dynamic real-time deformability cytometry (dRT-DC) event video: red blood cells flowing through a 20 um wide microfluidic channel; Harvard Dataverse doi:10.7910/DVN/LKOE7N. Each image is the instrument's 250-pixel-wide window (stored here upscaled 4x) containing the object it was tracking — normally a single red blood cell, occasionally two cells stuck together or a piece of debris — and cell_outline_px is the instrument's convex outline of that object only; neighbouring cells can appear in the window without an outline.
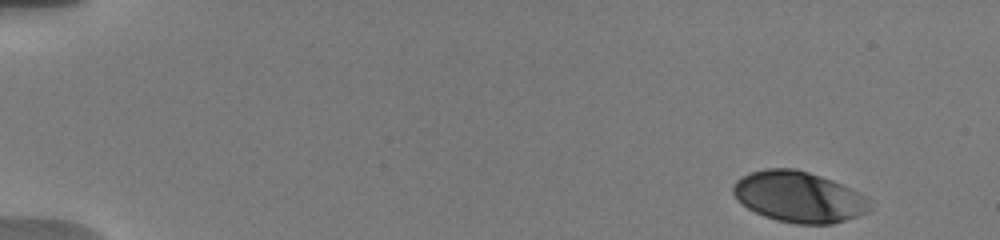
{"species": "human", "species_latin": "Homo sapiens", "temperature_condition": "warm", "stored_images_in_passage": 51, "camera_frame_rate_fps": 3000, "um_per_image_px": 0.085, "donor": {"sex": "male"}, "frame": {"image": 1, "passage_image": 1, "time_ms": 0.0, "image_size_px": [1000, 240], "cell_outline_px": [[872, 208], [868, 212], [832, 224], [796, 224], [776, 220], [764, 216], [748, 208], [732, 192], [732, 184], [736, 180], [752, 172], [764, 168], [796, 168], [832, 180], [860, 192], [872, 200]], "centroid_in_image_um": [67.94, 16.73], "position_along_channel_um": 17.1, "area_um2": 40.58}}
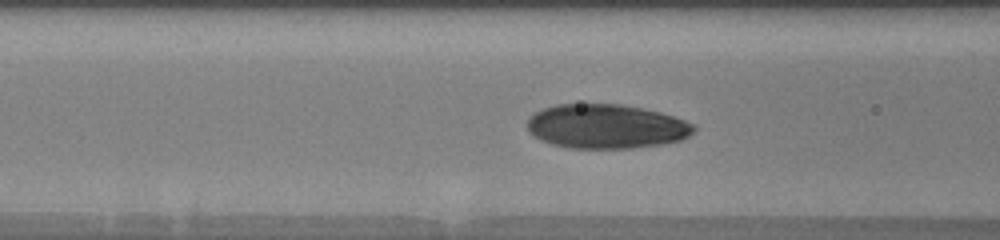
{"frame": {"image": 2, "passage_image": 20, "time_ms": 6.333, "image_size_px": [1000, 240], "cell_outline_px": [[696, 128], [688, 136], [680, 140], [664, 144], [632, 148], [568, 148], [552, 144], [540, 140], [532, 136], [528, 132], [528, 116], [544, 108], [556, 104], [620, 104], [644, 108], [660, 112], [696, 124]], "centroid_in_image_um": [51.52, 10.74], "position_along_channel_um": 115.1, "area_um2": 43.23}}
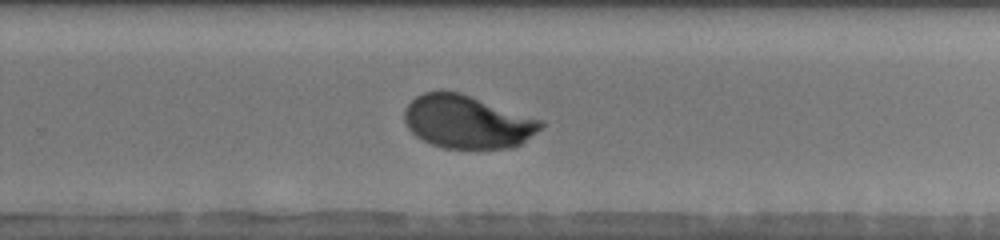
{"frame": {"image": 3, "passage_image": 34, "time_ms": 11.0, "image_size_px": [1000, 240], "cell_outline_px": [[544, 124], [540, 128], [520, 144], [504, 148], [444, 148], [432, 144], [416, 136], [408, 128], [404, 120], [404, 112], [408, 104], [416, 96], [424, 92], [460, 92], [544, 120]], "centroid_in_image_um": [39.71, 10.35], "position_along_channel_um": 290.1, "area_um2": 41.79}, "authors_computed_cell_mechanics": {"area_um2": 42.3674, "velocity_mm_per_s": 3.7549, "shape_relaxation_time_tau1_ms": 3.4624, "shape_relaxation_time_tau2_ms": null, "deformation_change_tau1": 0.1519, "deformation_change_tau2": null}}